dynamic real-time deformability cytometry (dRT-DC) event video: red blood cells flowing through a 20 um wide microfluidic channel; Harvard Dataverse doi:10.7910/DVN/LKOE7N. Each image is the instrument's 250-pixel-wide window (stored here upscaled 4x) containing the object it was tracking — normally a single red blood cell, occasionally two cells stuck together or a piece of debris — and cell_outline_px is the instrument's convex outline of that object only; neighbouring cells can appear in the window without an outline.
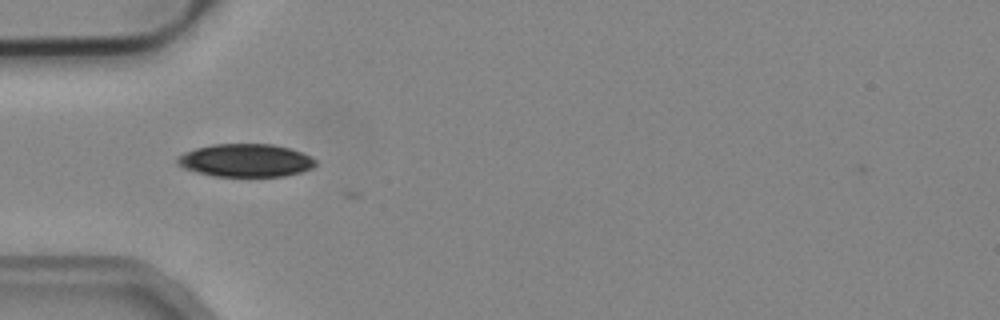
{"species": "common noctule bat (a hibernating species)", "species_latin": "Nyctalus noctula", "temperature_condition": "cold", "stored_images_in_passage": 4, "camera_frame_rate_fps": 3000, "um_per_image_px": 0.085, "animal": {"sex": "male", "body_mass_g": 19.2, "forearm_length_mm": 51.8}, "frame": {"image": 1, "passage_image": 1, "time_ms": 0.0, "image_size_px": [1000, 320], "cell_outline_px": [[316, 164], [312, 168], [300, 172], [284, 176], [216, 176], [196, 172], [184, 168], [176, 164], [176, 156], [184, 152], [196, 148], [212, 144], [272, 144], [288, 148], [300, 152], [316, 160]], "centroid_in_image_um": [20.83, 13.63], "position_along_channel_um": 64.2, "area_um2": 26.47}}